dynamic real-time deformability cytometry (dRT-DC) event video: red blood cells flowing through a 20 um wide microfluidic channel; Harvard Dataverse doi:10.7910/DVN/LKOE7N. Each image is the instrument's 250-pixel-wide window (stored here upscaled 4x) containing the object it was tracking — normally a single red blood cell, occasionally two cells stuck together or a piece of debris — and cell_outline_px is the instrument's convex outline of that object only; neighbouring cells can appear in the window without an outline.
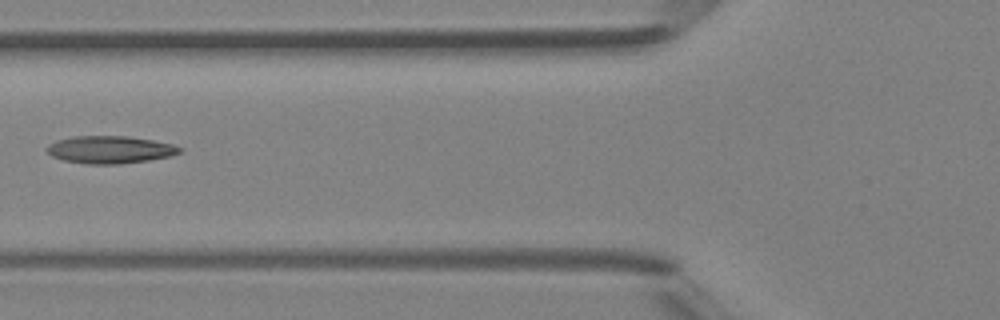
{"species": "Egyptian fruit bat (a non-hibernating species)", "species_latin": "Rousettus aegyptiacus", "temperature_condition": "room temperature", "stored_images_in_passage": 6, "camera_frame_rate_fps": 3000, "um_per_image_px": 0.085, "animal": {"sex": "female"}, "frame": {"image": 1, "passage_image": 5, "time_ms": 4.667, "image_size_px": [1000, 320], "cell_outline_px": [[180, 152], [168, 156], [148, 160], [120, 164], [84, 164], [64, 160], [52, 156], [44, 148], [56, 140], [72, 136], [128, 136], [152, 140], [172, 144], [180, 148]], "centroid_in_image_um": [9.29, 12.72], "position_along_channel_um": 116.5, "area_um2": 21.15}}
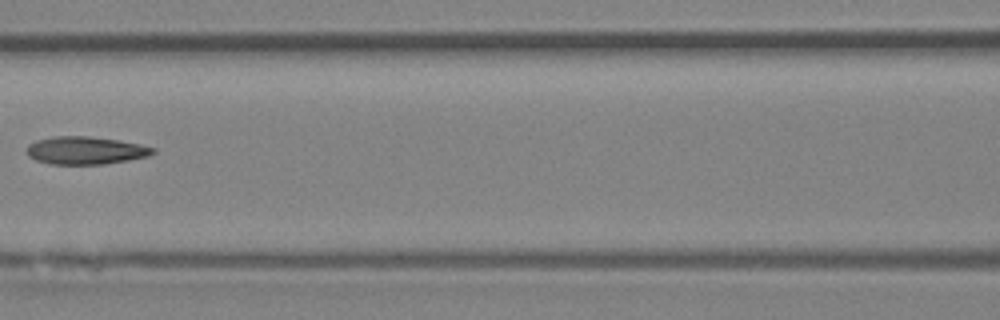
{"frame": {"image": 2, "passage_image": 6, "time_ms": 5.667, "image_size_px": [1000, 320], "cell_outline_px": [[156, 152], [148, 156], [128, 160], [104, 164], [48, 164], [36, 160], [28, 156], [28, 144], [36, 140], [56, 136], [88, 136], [120, 140], [140, 144], [156, 148]], "centroid_in_image_um": [7.29, 12.78], "position_along_channel_um": 159.3, "area_um2": 20.46}}